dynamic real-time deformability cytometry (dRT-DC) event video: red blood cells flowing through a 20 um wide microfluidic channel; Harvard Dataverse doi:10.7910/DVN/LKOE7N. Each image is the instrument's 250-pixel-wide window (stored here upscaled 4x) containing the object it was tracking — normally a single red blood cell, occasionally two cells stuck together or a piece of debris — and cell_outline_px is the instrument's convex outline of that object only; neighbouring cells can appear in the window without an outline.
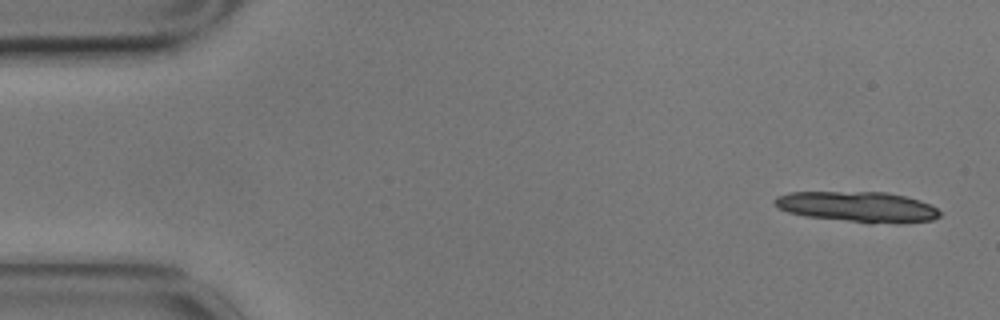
{"species": "common noctule bat (a hibernating species)", "species_latin": "Nyctalus noctula", "temperature_condition": "cold", "stored_images_in_passage": 5, "camera_frame_rate_fps": 3000, "um_per_image_px": 0.085, "animal": {"sex": "male", "body_mass_g": 17.9}, "frame": {"image": 1, "passage_image": 1, "time_ms": 0.0, "image_size_px": [1000, 320], "cell_outline_px": [[940, 216], [932, 220], [900, 224], [868, 224], [808, 216], [788, 212], [780, 208], [772, 200], [776, 196], [792, 192], [888, 192], [920, 200], [936, 208], [940, 212]], "centroid_in_image_um": [72.95, 17.6], "position_along_channel_um": 12.1, "area_um2": 29.65}}